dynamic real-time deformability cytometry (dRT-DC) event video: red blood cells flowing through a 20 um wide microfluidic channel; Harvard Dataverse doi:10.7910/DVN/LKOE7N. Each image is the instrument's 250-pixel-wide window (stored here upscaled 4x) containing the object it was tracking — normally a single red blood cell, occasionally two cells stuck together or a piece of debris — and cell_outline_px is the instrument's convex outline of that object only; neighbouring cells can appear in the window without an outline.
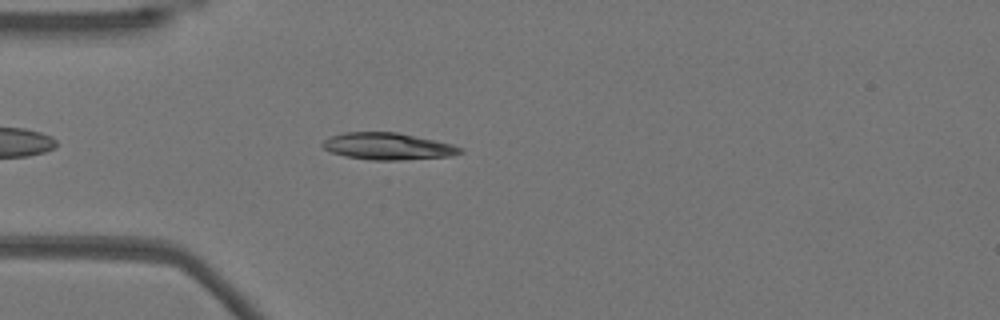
{"species": "Egyptian fruit bat (a non-hibernating species)", "species_latin": "Rousettus aegyptiacus", "temperature_condition": "warm", "stored_images_in_passage": 43, "camera_frame_rate_fps": 3000, "um_per_image_px": 0.085, "animal": {"sex": "female"}, "frame": {"image": 1, "passage_image": 5, "time_ms": 1.333, "image_size_px": [1000, 320], "cell_outline_px": [[464, 152], [452, 156], [400, 160], [372, 160], [344, 156], [332, 152], [324, 148], [320, 144], [324, 140], [332, 136], [344, 132], [396, 132], [436, 140], [452, 144], [464, 148]], "centroid_in_image_um": [33.0, 12.44], "position_along_channel_um": 52.0, "area_um2": 21.62}}
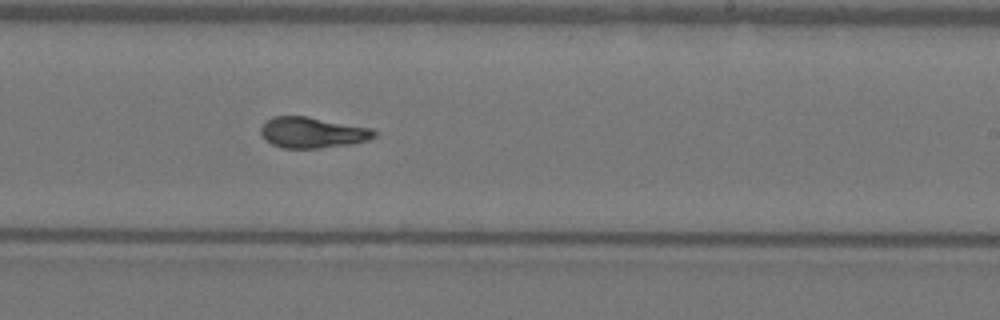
{"frame": {"image": 2, "passage_image": 22, "time_ms": 7.0, "image_size_px": [1000, 320], "cell_outline_px": [[376, 136], [368, 140], [352, 144], [320, 148], [280, 148], [264, 140], [260, 132], [260, 128], [272, 116], [308, 116], [372, 128], [376, 132]], "centroid_in_image_um": [26.55, 11.27], "position_along_channel_um": 262.4, "area_um2": 20.58}}
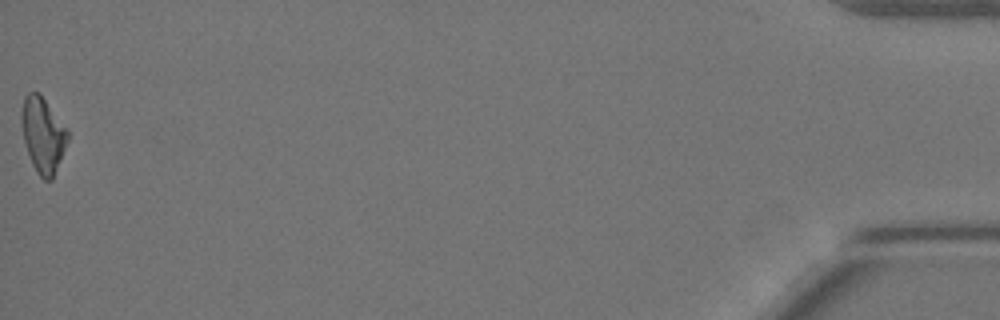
{"frame": {"image": 3, "passage_image": 43, "time_ms": 14.0, "image_size_px": [1000, 320], "cell_outline_px": [[68, 140], [52, 180], [44, 180], [36, 172], [32, 164], [24, 140], [20, 120], [20, 108], [24, 96], [28, 92], [40, 92], [68, 128]], "centroid_in_image_um": [3.63, 11.4], "position_along_channel_um": 431.6, "area_um2": 20.58}, "authors_computed_cell_mechanics": {"area_um2": 20.4034, "velocity_mm_per_s": 3.8488, "shape_relaxation_time_tau1_ms": 8.0306, "shape_relaxation_time_tau2_ms": 1.7587, "deformation_change_tau1": 0.2633, "deformation_change_tau2": 0.0633}}